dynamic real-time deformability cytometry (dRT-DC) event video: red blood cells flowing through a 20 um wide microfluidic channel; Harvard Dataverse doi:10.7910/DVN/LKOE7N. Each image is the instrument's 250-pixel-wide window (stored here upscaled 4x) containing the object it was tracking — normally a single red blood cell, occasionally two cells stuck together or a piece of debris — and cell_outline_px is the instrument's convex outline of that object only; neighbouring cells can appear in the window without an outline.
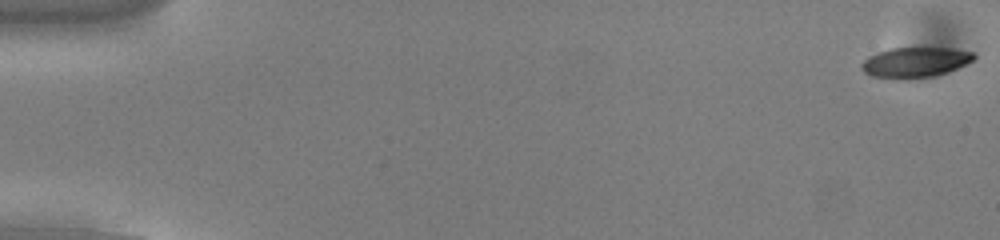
{"species": "common noctule bat (a hibernating species)", "species_latin": "Nyctalus noctula", "temperature_condition": "cold", "stored_images_in_passage": 54, "camera_frame_rate_fps": 3000, "um_per_image_px": 0.085, "animal": {"sex": "male", "body_mass_g": 13.0, "forearm_length_mm": 53.1}, "frame": {"image": 1, "passage_image": 1, "time_ms": 0.0, "image_size_px": [1000, 240], "cell_outline_px": [[976, 56], [972, 60], [948, 72], [932, 76], [872, 76], [864, 72], [860, 68], [860, 64], [868, 56], [876, 52], [892, 48], [952, 48], [976, 52]], "centroid_in_image_um": [77.8, 5.24], "position_along_channel_um": 7.2, "area_um2": 19.07}}
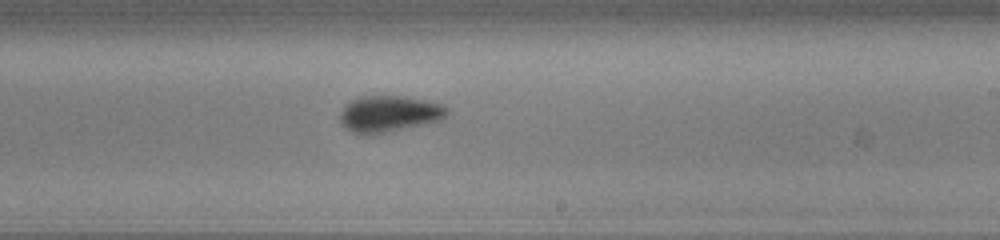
{"frame": {"image": 2, "passage_image": 33, "time_ms": 10.667, "image_size_px": [1000, 240], "cell_outline_px": [[448, 112], [440, 120], [392, 132], [368, 136], [352, 132], [340, 120], [340, 112], [352, 100], [364, 96], [400, 96], [424, 100], [444, 104], [448, 108]], "centroid_in_image_um": [33.09, 9.7], "position_along_channel_um": 255.9, "area_um2": 22.6}}
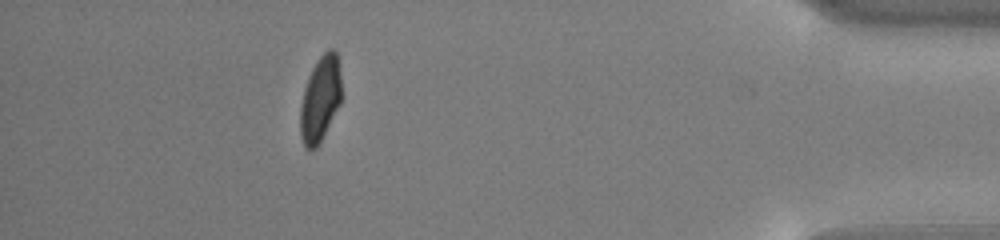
{"frame": {"image": 3, "passage_image": 49, "time_ms": 16.0, "image_size_px": [1000, 240], "cell_outline_px": [[340, 104], [316, 148], [308, 148], [304, 144], [300, 132], [300, 108], [304, 88], [308, 76], [316, 60], [328, 48], [332, 48], [336, 52], [340, 76]], "centroid_in_image_um": [27.2, 8.37], "position_along_channel_um": 408.0, "area_um2": 20.11}, "authors_computed_cell_mechanics": {"area_um2": 21.4438, "velocity_mm_per_s": 3.8133, "shape_relaxation_time_tau1_ms": 2.8745, "shape_relaxation_time_tau2_ms": 0.6164, "deformation_change_tau1": 0.1211, "deformation_change_tau2": 0.0301}}